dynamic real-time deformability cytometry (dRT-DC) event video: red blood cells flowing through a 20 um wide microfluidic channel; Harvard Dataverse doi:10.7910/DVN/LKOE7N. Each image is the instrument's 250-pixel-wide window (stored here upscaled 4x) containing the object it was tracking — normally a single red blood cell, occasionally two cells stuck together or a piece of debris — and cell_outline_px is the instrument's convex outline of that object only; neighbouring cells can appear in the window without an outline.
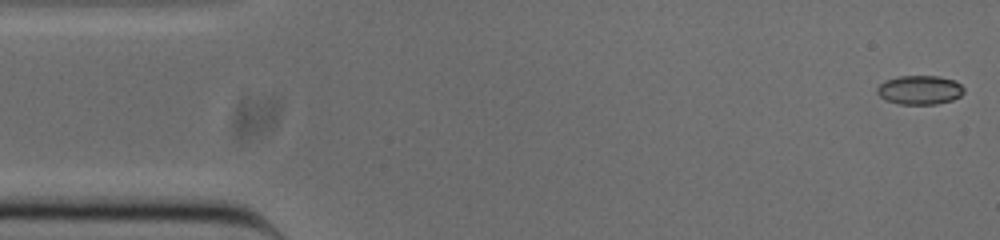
{"species": "common noctule bat (a hibernating species)", "species_latin": "Nyctalus noctula", "temperature_condition": "cold", "stored_images_in_passage": 52, "camera_frame_rate_fps": 3000, "um_per_image_px": 0.085, "animal": {"sex": "male", "body_mass_g": 20.0, "forearm_length_mm": 53.3}, "frame": {"image": 1, "passage_image": 1, "time_ms": 0.0, "image_size_px": [1000, 240], "cell_outline_px": [[964, 92], [960, 96], [952, 100], [936, 104], [900, 104], [884, 100], [876, 92], [876, 88], [884, 80], [900, 76], [940, 76], [956, 80], [964, 88]], "centroid_in_image_um": [78.17, 7.64], "position_along_channel_um": 6.8, "area_um2": 14.85}}
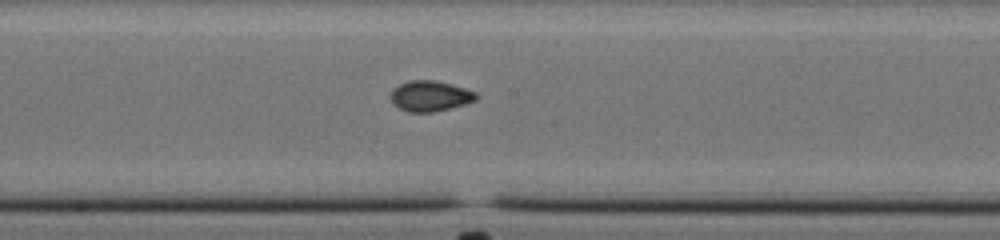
{"frame": {"image": 2, "passage_image": 26, "time_ms": 8.333, "image_size_px": [1000, 240], "cell_outline_px": [[476, 100], [464, 104], [432, 112], [408, 112], [392, 104], [392, 88], [400, 84], [412, 80], [432, 80], [452, 84], [476, 92]], "centroid_in_image_um": [36.54, 8.16], "position_along_channel_um": 211.7, "area_um2": 14.97}}
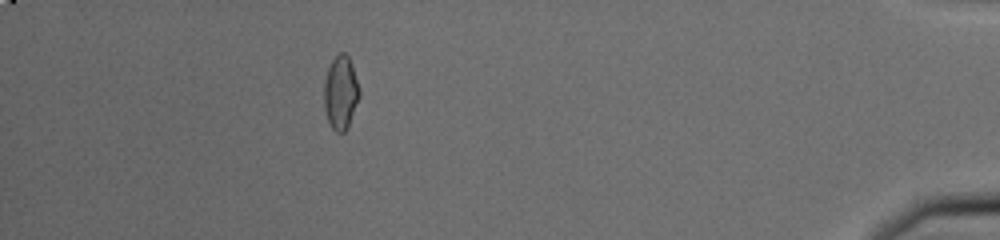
{"frame": {"image": 3, "passage_image": 46, "time_ms": 15.0, "image_size_px": [1000, 240], "cell_outline_px": [[360, 96], [348, 124], [344, 132], [336, 132], [332, 128], [328, 120], [324, 108], [324, 84], [328, 68], [332, 60], [340, 52], [344, 52], [348, 56], [352, 64], [360, 92]], "centroid_in_image_um": [28.95, 7.85], "position_along_channel_um": 406.3, "area_um2": 14.91}, "authors_computed_cell_mechanics": {"area_um2": 14.8546, "velocity_mm_per_s": 3.8668, "shape_relaxation_time_tau1_ms": 11.3171, "shape_relaxation_time_tau2_ms": 1.6122, "deformation_change_tau1": 0.185, "deformation_change_tau2": 0.054}}